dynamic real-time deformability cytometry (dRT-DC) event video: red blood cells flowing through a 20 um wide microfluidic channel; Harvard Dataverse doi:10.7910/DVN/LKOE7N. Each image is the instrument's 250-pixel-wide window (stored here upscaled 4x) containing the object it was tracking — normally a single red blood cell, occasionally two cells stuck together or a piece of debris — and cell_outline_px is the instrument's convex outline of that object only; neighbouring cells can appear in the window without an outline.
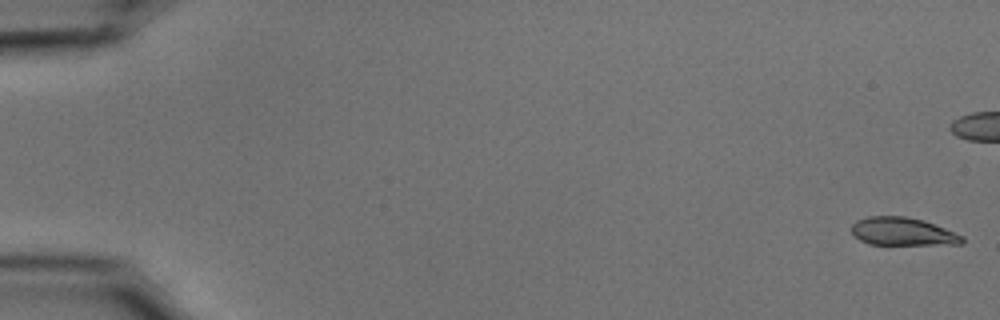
{"species": "common noctule bat (a hibernating species)", "species_latin": "Nyctalus noctula", "temperature_condition": "cold", "stored_images_in_passage": 13, "camera_frame_rate_fps": 3000, "um_per_image_px": 0.085, "animal": {"sex": "male", "body_mass_g": 15.6}, "frame": {"image": 1, "passage_image": 1, "time_ms": 0.0, "image_size_px": [1000, 320], "cell_outline_px": [[964, 244], [868, 244], [860, 240], [852, 232], [852, 224], [856, 220], [868, 216], [904, 216], [924, 220], [964, 236]], "centroid_in_image_um": [76.73, 19.68], "position_along_channel_um": 8.3, "area_um2": 17.98}}